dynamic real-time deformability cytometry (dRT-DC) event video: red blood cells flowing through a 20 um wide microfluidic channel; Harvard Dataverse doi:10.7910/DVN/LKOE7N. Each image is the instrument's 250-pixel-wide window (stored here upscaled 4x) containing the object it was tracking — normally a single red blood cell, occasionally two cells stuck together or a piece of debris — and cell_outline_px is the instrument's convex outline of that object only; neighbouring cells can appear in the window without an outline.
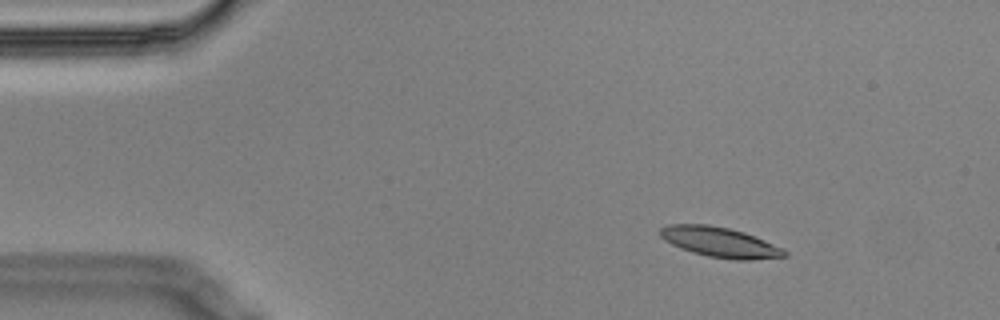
{"species": "Egyptian fruit bat (a non-hibernating species)", "species_latin": "Rousettus aegyptiacus", "temperature_condition": "cold", "stored_images_in_passage": 4, "camera_frame_rate_fps": 3000, "um_per_image_px": 0.085, "animal": {"sex": "male"}, "frame": {"image": 1, "passage_image": 2, "time_ms": 0.333, "image_size_px": [1000, 320], "cell_outline_px": [[788, 256], [752, 260], [736, 260], [708, 256], [692, 252], [680, 248], [664, 240], [660, 236], [660, 228], [668, 224], [708, 224], [728, 228], [744, 232], [784, 248], [788, 252]], "centroid_in_image_um": [61.21, 20.59], "position_along_channel_um": 23.8, "area_um2": 21.85}}